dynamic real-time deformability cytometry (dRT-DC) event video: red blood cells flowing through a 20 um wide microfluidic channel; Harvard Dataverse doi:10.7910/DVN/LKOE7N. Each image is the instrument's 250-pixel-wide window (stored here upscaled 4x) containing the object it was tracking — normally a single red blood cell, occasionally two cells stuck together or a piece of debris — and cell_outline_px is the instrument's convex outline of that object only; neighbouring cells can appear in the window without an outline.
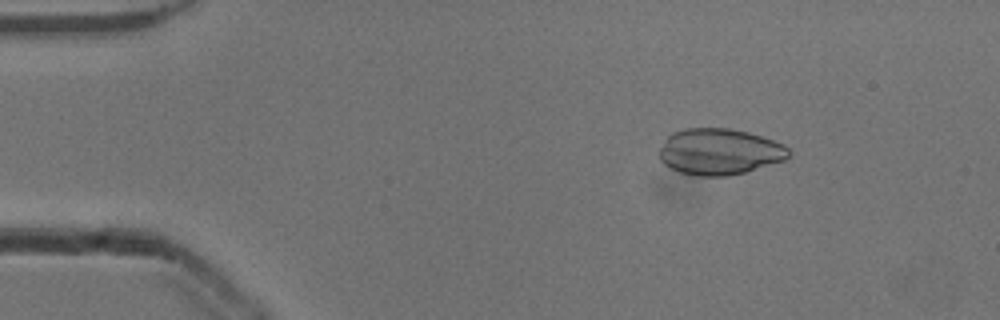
{"species": "common noctule bat (a hibernating species)", "species_latin": "Nyctalus noctula", "temperature_condition": "cold", "stored_images_in_passage": 52, "camera_frame_rate_fps": 3000, "um_per_image_px": 0.085, "animal": {"sex": "male", "body_mass_g": 13.3}, "frame": {"image": 1, "passage_image": 8, "time_ms": 2.333, "image_size_px": [1000, 320], "cell_outline_px": [[792, 152], [784, 160], [744, 172], [728, 176], [696, 176], [680, 172], [664, 164], [660, 160], [656, 152], [664, 140], [672, 132], [684, 128], [728, 128], [748, 132], [784, 144]], "centroid_in_image_um": [61.1, 12.89], "position_along_channel_um": 23.9, "area_um2": 35.03}}
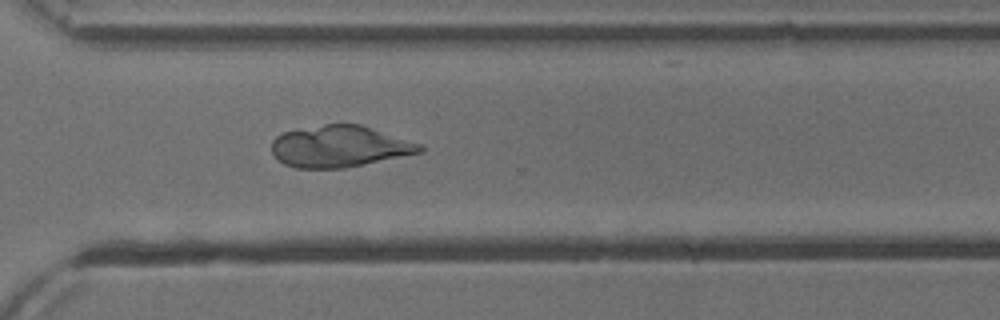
{"frame": {"image": 2, "passage_image": 38, "time_ms": 12.333, "image_size_px": [1000, 320], "cell_outline_px": [[424, 152], [344, 168], [296, 168], [284, 164], [272, 152], [272, 140], [276, 136], [284, 132], [324, 124], [360, 124], [420, 144], [424, 148]], "centroid_in_image_um": [28.86, 12.45], "position_along_channel_um": 341.7, "area_um2": 35.55}}